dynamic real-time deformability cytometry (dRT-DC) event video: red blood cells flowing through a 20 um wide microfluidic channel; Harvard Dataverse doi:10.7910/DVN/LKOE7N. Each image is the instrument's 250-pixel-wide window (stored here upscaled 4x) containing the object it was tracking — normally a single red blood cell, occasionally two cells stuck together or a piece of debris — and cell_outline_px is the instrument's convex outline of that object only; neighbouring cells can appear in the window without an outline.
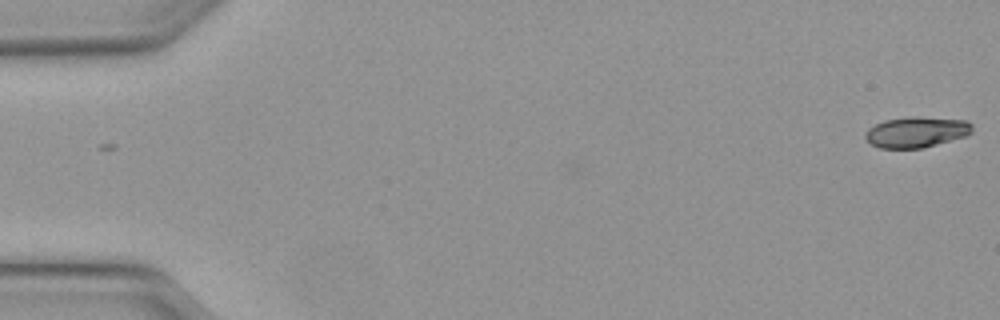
{"species": "Egyptian fruit bat (a non-hibernating species)", "species_latin": "Rousettus aegyptiacus", "temperature_condition": "warm", "stored_images_in_passage": 16, "camera_frame_rate_fps": 3000, "um_per_image_px": 0.085, "animal": {"sex": "female"}, "frame": {"image": 1, "passage_image": 1, "time_ms": 0.0, "image_size_px": [1000, 320], "cell_outline_px": [[972, 132], [968, 136], [924, 148], [880, 148], [872, 144], [864, 136], [864, 132], [868, 128], [884, 120], [912, 116], [916, 116], [968, 120], [972, 124]], "centroid_in_image_um": [77.93, 11.22], "position_along_channel_um": 7.1, "area_um2": 19.42}}
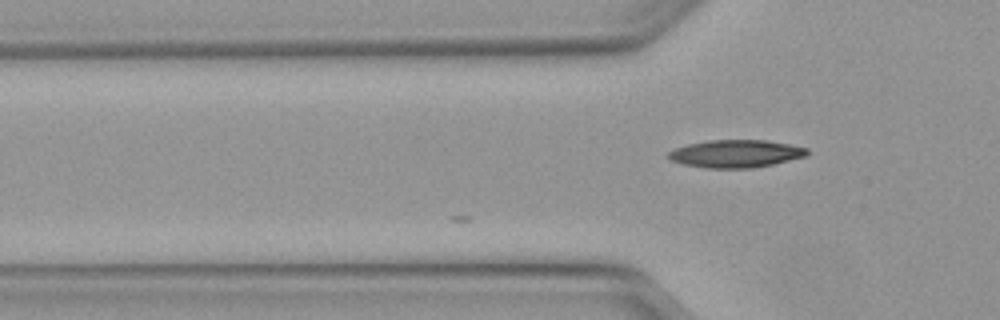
{"frame": {"image": 2, "passage_image": 16, "time_ms": 5.0, "image_size_px": [1000, 320], "cell_outline_px": [[808, 152], [804, 156], [772, 164], [752, 168], [704, 168], [684, 164], [668, 160], [668, 152], [676, 148], [688, 144], [708, 140], [768, 140], [808, 148]], "centroid_in_image_um": [62.5, 13.06], "position_along_channel_um": 63.3, "area_um2": 22.25}}